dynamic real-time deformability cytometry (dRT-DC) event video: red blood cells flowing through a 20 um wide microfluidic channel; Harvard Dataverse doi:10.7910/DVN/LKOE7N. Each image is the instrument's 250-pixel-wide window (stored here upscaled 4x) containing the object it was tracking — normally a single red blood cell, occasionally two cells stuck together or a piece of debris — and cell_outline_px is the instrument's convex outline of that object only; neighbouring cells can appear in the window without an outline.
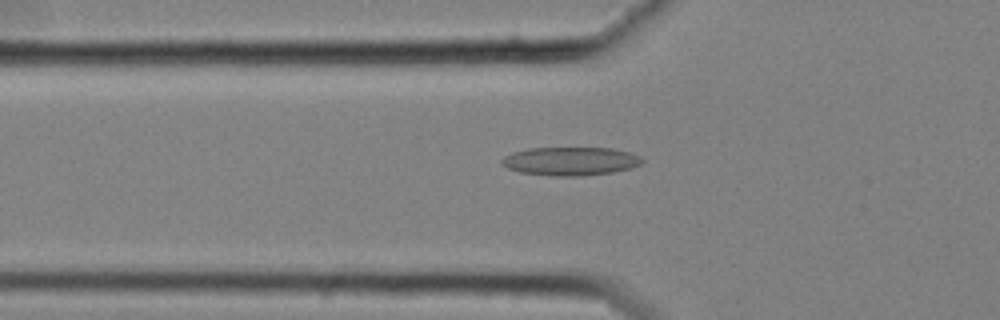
{"species": "common noctule bat (a hibernating species)", "species_latin": "Nyctalus noctula", "temperature_condition": "cold", "stored_images_in_passage": 58, "camera_frame_rate_fps": 3000, "um_per_image_px": 0.085, "animal": {"sex": "female", "body_mass_g": 25.1}, "frame": {"image": 1, "passage_image": 21, "time_ms": 6.667, "image_size_px": [1000, 320], "cell_outline_px": [[644, 160], [640, 164], [628, 168], [612, 172], [580, 176], [556, 176], [520, 172], [508, 168], [500, 164], [500, 160], [504, 156], [512, 152], [528, 148], [612, 148], [628, 152], [640, 156]], "centroid_in_image_um": [48.44, 13.69], "position_along_channel_um": 77.4, "area_um2": 23.18}}
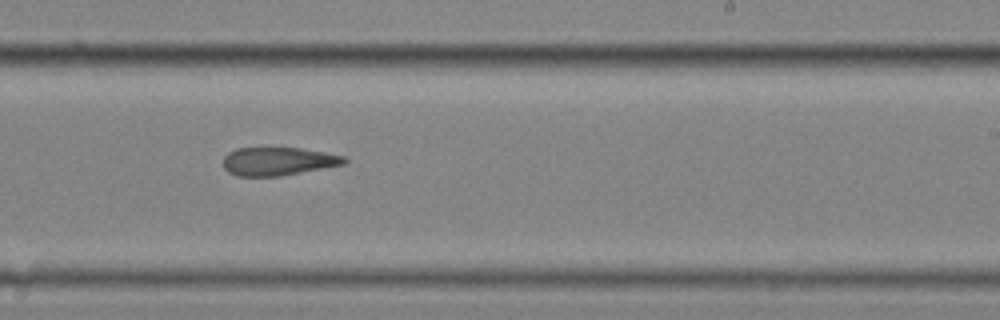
{"frame": {"image": 2, "passage_image": 37, "time_ms": 12.0, "image_size_px": [1000, 320], "cell_outline_px": [[348, 160], [344, 164], [280, 176], [236, 176], [228, 172], [224, 168], [224, 156], [228, 152], [236, 148], [300, 148], [324, 152], [344, 156]], "centroid_in_image_um": [23.61, 13.71], "position_along_channel_um": 265.4, "area_um2": 19.83}}
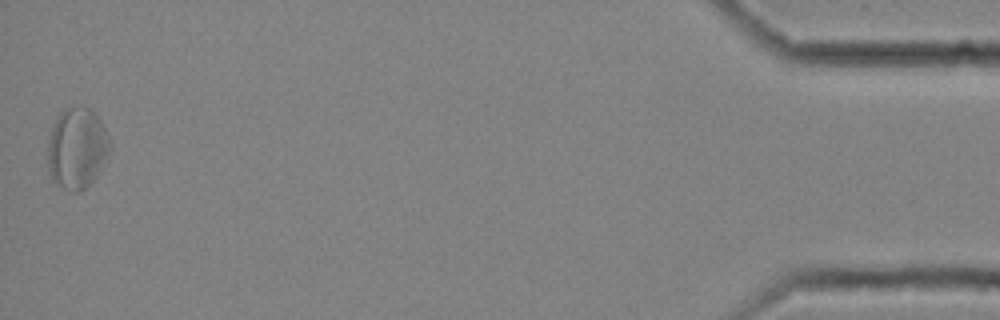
{"frame": {"image": 3, "passage_image": 58, "time_ms": 19.0, "image_size_px": [1000, 320], "cell_outline_px": [[112, 148], [96, 176], [80, 192], [68, 192], [52, 180], [48, 172], [48, 140], [56, 116], [64, 108], [88, 108], [96, 112], [112, 144]], "centroid_in_image_um": [6.54, 12.61], "position_along_channel_um": 428.7, "area_um2": 29.48}, "authors_computed_cell_mechanics": {"area_um2": 23.6402, "velocity_mm_per_s": 3.5243, "shape_relaxation_time_tau1_ms": null, "shape_relaxation_time_tau2_ms": 5.3466, "deformation_change_tau1": null, "deformation_change_tau2": 0.141}}